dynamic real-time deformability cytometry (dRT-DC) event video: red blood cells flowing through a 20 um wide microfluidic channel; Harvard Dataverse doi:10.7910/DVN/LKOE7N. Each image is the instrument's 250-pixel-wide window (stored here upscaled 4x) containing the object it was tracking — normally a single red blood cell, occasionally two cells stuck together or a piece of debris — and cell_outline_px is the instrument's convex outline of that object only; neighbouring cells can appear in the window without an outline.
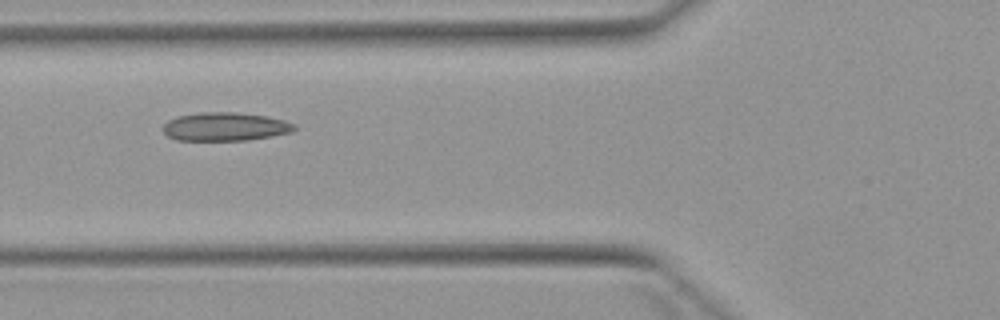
{"species": "Egyptian fruit bat (a non-hibernating species)", "species_latin": "Rousettus aegyptiacus", "temperature_condition": "warm", "stored_images_in_passage": 7, "camera_frame_rate_fps": 3000, "um_per_image_px": 0.085, "animal": {"sex": "female"}, "frame": {"image": 1, "passage_image": 5, "time_ms": 5.333, "image_size_px": [1000, 320], "cell_outline_px": [[296, 128], [292, 132], [272, 136], [248, 140], [176, 140], [168, 136], [160, 128], [168, 120], [176, 116], [200, 112], [236, 112], [268, 116], [284, 120], [296, 124]], "centroid_in_image_um": [19.13, 10.76], "position_along_channel_um": 106.7, "area_um2": 22.02}}
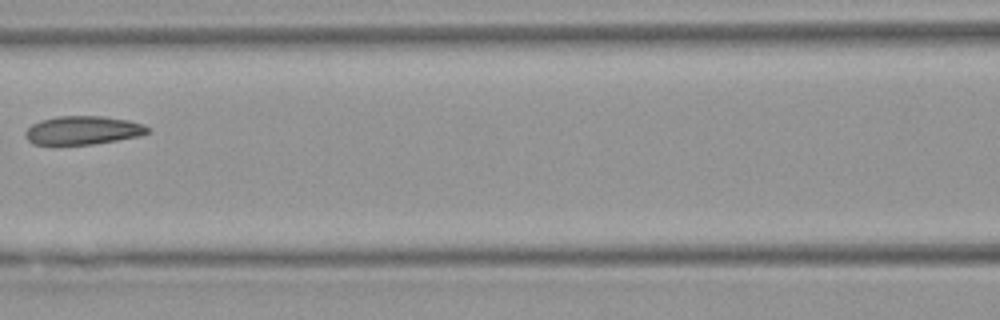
{"frame": {"image": 2, "passage_image": 6, "time_ms": 6.667, "image_size_px": [1000, 320], "cell_outline_px": [[152, 132], [140, 136], [92, 144], [32, 144], [24, 136], [24, 132], [32, 124], [40, 120], [56, 116], [104, 116], [128, 120], [144, 124], [152, 128]], "centroid_in_image_um": [7.08, 11.06], "position_along_channel_um": 159.5, "area_um2": 20.52}}
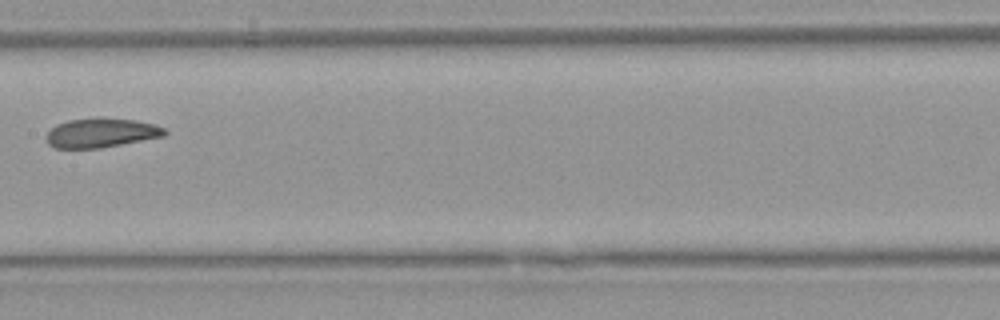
{"frame": {"image": 3, "passage_image": 7, "time_ms": 7.667, "image_size_px": [1000, 320], "cell_outline_px": [[168, 132], [164, 136], [100, 148], [56, 148], [48, 144], [48, 132], [56, 124], [68, 120], [136, 120], [156, 124], [164, 128]], "centroid_in_image_um": [8.63, 11.32], "position_along_channel_um": 198.8, "area_um2": 19.42}}